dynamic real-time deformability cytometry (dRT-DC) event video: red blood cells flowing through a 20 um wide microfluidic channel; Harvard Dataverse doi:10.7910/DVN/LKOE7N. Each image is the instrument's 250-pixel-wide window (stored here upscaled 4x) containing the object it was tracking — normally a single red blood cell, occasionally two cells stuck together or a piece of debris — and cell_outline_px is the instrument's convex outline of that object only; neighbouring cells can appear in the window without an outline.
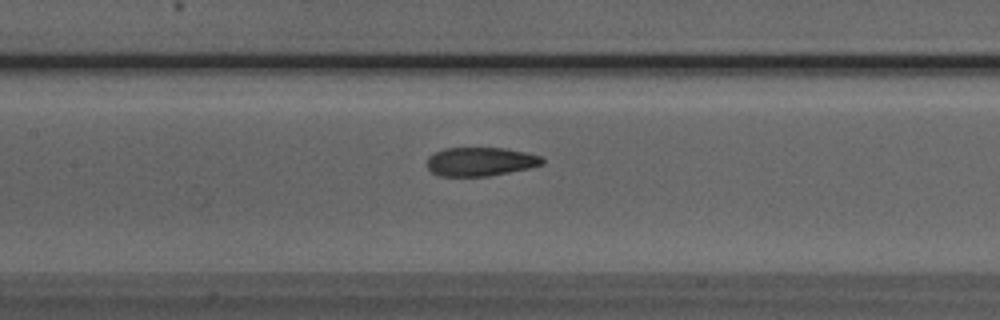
{"species": "Egyptian fruit bat (a non-hibernating species)", "species_latin": "Rousettus aegyptiacus", "temperature_condition": "room temperature", "stored_images_in_passage": 33, "camera_frame_rate_fps": 3000, "um_per_image_px": 0.085, "animal": {"sex": "male"}, "frame": {"image": 1, "passage_image": 12, "time_ms": 3.667, "image_size_px": [1000, 320], "cell_outline_px": [[544, 164], [528, 168], [488, 176], [440, 176], [432, 172], [424, 164], [428, 156], [444, 148], [504, 148], [524, 152], [540, 156], [544, 160]], "centroid_in_image_um": [40.78, 13.74], "position_along_channel_um": 166.6, "area_um2": 19.31}}
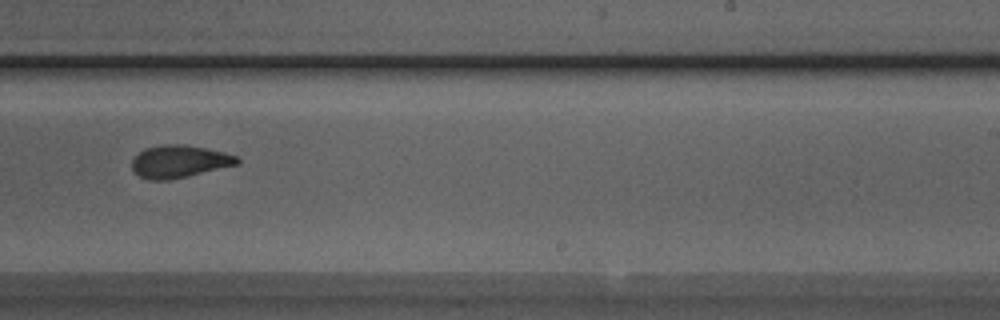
{"frame": {"image": 2, "passage_image": 20, "time_ms": 6.333, "image_size_px": [1000, 320], "cell_outline_px": [[240, 164], [188, 176], [168, 180], [148, 180], [140, 176], [132, 168], [132, 160], [144, 148], [164, 144], [184, 144], [224, 152], [236, 156], [240, 160]], "centroid_in_image_um": [15.25, 13.72], "position_along_channel_um": 273.7, "area_um2": 19.88}}
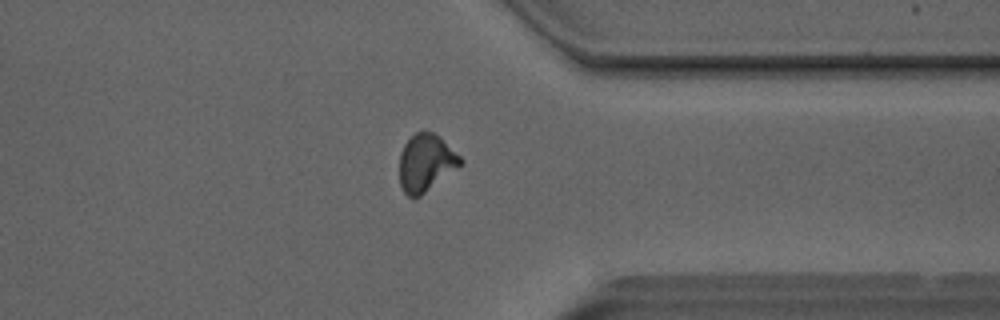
{"frame": {"image": 3, "passage_image": 28, "time_ms": 9.0, "image_size_px": [1000, 320], "cell_outline_px": [[464, 160], [460, 164], [420, 196], [408, 196], [404, 192], [400, 184], [400, 152], [404, 144], [416, 132], [424, 128], [440, 136]], "centroid_in_image_um": [36.17, 13.78], "position_along_channel_um": 375.2, "area_um2": 20.06}}